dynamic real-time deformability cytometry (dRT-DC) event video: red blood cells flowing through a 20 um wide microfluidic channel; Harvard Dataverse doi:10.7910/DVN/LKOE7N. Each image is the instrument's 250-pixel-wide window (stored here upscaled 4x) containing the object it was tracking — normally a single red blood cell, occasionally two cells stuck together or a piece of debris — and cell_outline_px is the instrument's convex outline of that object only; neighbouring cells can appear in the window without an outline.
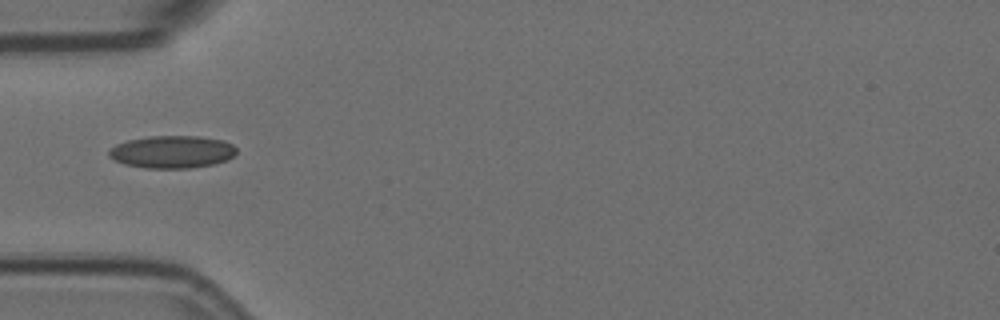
{"species": "Egyptian fruit bat (a non-hibernating species)", "species_latin": "Rousettus aegyptiacus", "temperature_condition": "room temperature", "stored_images_in_passage": 11, "camera_frame_rate_fps": 3000, "um_per_image_px": 0.085, "animal": {"sex": "female"}, "frame": {"image": 1, "passage_image": 1, "time_ms": 0.0, "image_size_px": [1000, 320], "cell_outline_px": [[236, 152], [228, 160], [212, 164], [188, 168], [144, 168], [124, 164], [108, 156], [108, 152], [116, 144], [128, 140], [148, 136], [200, 136], [224, 140], [232, 144], [236, 148]], "centroid_in_image_um": [14.64, 12.9], "position_along_channel_um": 70.4, "area_um2": 24.16}}
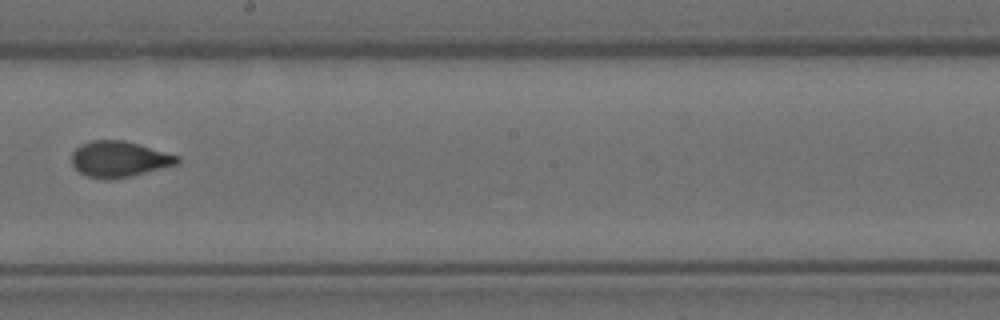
{"frame": {"image": 2, "passage_image": 5, "time_ms": 1.333, "image_size_px": [1000, 320], "cell_outline_px": [[180, 160], [176, 164], [132, 176], [108, 180], [104, 180], [88, 176], [80, 172], [72, 164], [72, 152], [80, 144], [92, 140], [124, 140], [140, 144], [180, 156]], "centroid_in_image_um": [10.12, 13.52], "position_along_channel_um": 238.1, "area_um2": 22.14}}
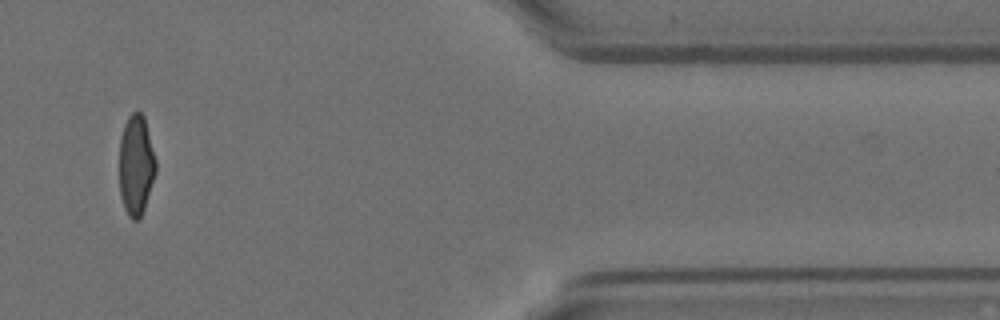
{"frame": {"image": 3, "passage_image": 10, "time_ms": 3.0, "image_size_px": [1000, 320], "cell_outline_px": [[156, 172], [140, 220], [132, 220], [128, 216], [124, 208], [120, 196], [120, 136], [124, 124], [128, 116], [136, 108], [144, 116], [156, 160]], "centroid_in_image_um": [11.56, 14.02], "position_along_channel_um": 399.8, "area_um2": 21.5}}